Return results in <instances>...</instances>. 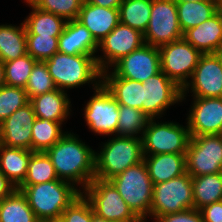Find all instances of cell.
<instances>
[{
	"label": "cell",
	"instance_id": "obj_43",
	"mask_svg": "<svg viewBox=\"0 0 222 222\" xmlns=\"http://www.w3.org/2000/svg\"><path fill=\"white\" fill-rule=\"evenodd\" d=\"M16 187L0 171V202L9 196Z\"/></svg>",
	"mask_w": 222,
	"mask_h": 222
},
{
	"label": "cell",
	"instance_id": "obj_22",
	"mask_svg": "<svg viewBox=\"0 0 222 222\" xmlns=\"http://www.w3.org/2000/svg\"><path fill=\"white\" fill-rule=\"evenodd\" d=\"M36 118L64 122L71 114L72 104L67 92L55 89L30 99Z\"/></svg>",
	"mask_w": 222,
	"mask_h": 222
},
{
	"label": "cell",
	"instance_id": "obj_6",
	"mask_svg": "<svg viewBox=\"0 0 222 222\" xmlns=\"http://www.w3.org/2000/svg\"><path fill=\"white\" fill-rule=\"evenodd\" d=\"M194 208L192 176L186 172L171 180L153 184L150 218Z\"/></svg>",
	"mask_w": 222,
	"mask_h": 222
},
{
	"label": "cell",
	"instance_id": "obj_41",
	"mask_svg": "<svg viewBox=\"0 0 222 222\" xmlns=\"http://www.w3.org/2000/svg\"><path fill=\"white\" fill-rule=\"evenodd\" d=\"M155 222H203L200 210L187 209L173 214L163 215Z\"/></svg>",
	"mask_w": 222,
	"mask_h": 222
},
{
	"label": "cell",
	"instance_id": "obj_30",
	"mask_svg": "<svg viewBox=\"0 0 222 222\" xmlns=\"http://www.w3.org/2000/svg\"><path fill=\"white\" fill-rule=\"evenodd\" d=\"M0 222H40L17 188L0 202Z\"/></svg>",
	"mask_w": 222,
	"mask_h": 222
},
{
	"label": "cell",
	"instance_id": "obj_38",
	"mask_svg": "<svg viewBox=\"0 0 222 222\" xmlns=\"http://www.w3.org/2000/svg\"><path fill=\"white\" fill-rule=\"evenodd\" d=\"M35 7L66 21L76 20L84 0H29Z\"/></svg>",
	"mask_w": 222,
	"mask_h": 222
},
{
	"label": "cell",
	"instance_id": "obj_37",
	"mask_svg": "<svg viewBox=\"0 0 222 222\" xmlns=\"http://www.w3.org/2000/svg\"><path fill=\"white\" fill-rule=\"evenodd\" d=\"M30 102L24 88L13 86L0 87V124L12 113Z\"/></svg>",
	"mask_w": 222,
	"mask_h": 222
},
{
	"label": "cell",
	"instance_id": "obj_7",
	"mask_svg": "<svg viewBox=\"0 0 222 222\" xmlns=\"http://www.w3.org/2000/svg\"><path fill=\"white\" fill-rule=\"evenodd\" d=\"M94 213L110 222L143 221L124 201L110 181L94 178L82 192Z\"/></svg>",
	"mask_w": 222,
	"mask_h": 222
},
{
	"label": "cell",
	"instance_id": "obj_14",
	"mask_svg": "<svg viewBox=\"0 0 222 222\" xmlns=\"http://www.w3.org/2000/svg\"><path fill=\"white\" fill-rule=\"evenodd\" d=\"M178 102H182V88L164 72L160 71L143 83L142 112L150 119L163 117L164 111Z\"/></svg>",
	"mask_w": 222,
	"mask_h": 222
},
{
	"label": "cell",
	"instance_id": "obj_34",
	"mask_svg": "<svg viewBox=\"0 0 222 222\" xmlns=\"http://www.w3.org/2000/svg\"><path fill=\"white\" fill-rule=\"evenodd\" d=\"M58 179L54 166L47 153L33 151L26 178L20 186L36 185Z\"/></svg>",
	"mask_w": 222,
	"mask_h": 222
},
{
	"label": "cell",
	"instance_id": "obj_45",
	"mask_svg": "<svg viewBox=\"0 0 222 222\" xmlns=\"http://www.w3.org/2000/svg\"><path fill=\"white\" fill-rule=\"evenodd\" d=\"M5 85L4 63L0 60V87Z\"/></svg>",
	"mask_w": 222,
	"mask_h": 222
},
{
	"label": "cell",
	"instance_id": "obj_18",
	"mask_svg": "<svg viewBox=\"0 0 222 222\" xmlns=\"http://www.w3.org/2000/svg\"><path fill=\"white\" fill-rule=\"evenodd\" d=\"M36 115L29 102L0 124V144L31 150L32 127Z\"/></svg>",
	"mask_w": 222,
	"mask_h": 222
},
{
	"label": "cell",
	"instance_id": "obj_11",
	"mask_svg": "<svg viewBox=\"0 0 222 222\" xmlns=\"http://www.w3.org/2000/svg\"><path fill=\"white\" fill-rule=\"evenodd\" d=\"M143 37L145 44L155 47L183 38L174 0H152L150 21Z\"/></svg>",
	"mask_w": 222,
	"mask_h": 222
},
{
	"label": "cell",
	"instance_id": "obj_17",
	"mask_svg": "<svg viewBox=\"0 0 222 222\" xmlns=\"http://www.w3.org/2000/svg\"><path fill=\"white\" fill-rule=\"evenodd\" d=\"M187 117L190 136L220 134L222 130V97L193 98Z\"/></svg>",
	"mask_w": 222,
	"mask_h": 222
},
{
	"label": "cell",
	"instance_id": "obj_15",
	"mask_svg": "<svg viewBox=\"0 0 222 222\" xmlns=\"http://www.w3.org/2000/svg\"><path fill=\"white\" fill-rule=\"evenodd\" d=\"M189 88L193 98L222 97V59L219 53L200 56L191 79L182 89V102Z\"/></svg>",
	"mask_w": 222,
	"mask_h": 222
},
{
	"label": "cell",
	"instance_id": "obj_26",
	"mask_svg": "<svg viewBox=\"0 0 222 222\" xmlns=\"http://www.w3.org/2000/svg\"><path fill=\"white\" fill-rule=\"evenodd\" d=\"M179 26L184 33L210 19L220 10L219 0L176 2Z\"/></svg>",
	"mask_w": 222,
	"mask_h": 222
},
{
	"label": "cell",
	"instance_id": "obj_44",
	"mask_svg": "<svg viewBox=\"0 0 222 222\" xmlns=\"http://www.w3.org/2000/svg\"><path fill=\"white\" fill-rule=\"evenodd\" d=\"M89 4H93L100 7L119 9L123 0H85Z\"/></svg>",
	"mask_w": 222,
	"mask_h": 222
},
{
	"label": "cell",
	"instance_id": "obj_33",
	"mask_svg": "<svg viewBox=\"0 0 222 222\" xmlns=\"http://www.w3.org/2000/svg\"><path fill=\"white\" fill-rule=\"evenodd\" d=\"M118 112L117 135L142 138L150 118L141 110L125 105H119Z\"/></svg>",
	"mask_w": 222,
	"mask_h": 222
},
{
	"label": "cell",
	"instance_id": "obj_23",
	"mask_svg": "<svg viewBox=\"0 0 222 222\" xmlns=\"http://www.w3.org/2000/svg\"><path fill=\"white\" fill-rule=\"evenodd\" d=\"M186 153L144 155L153 184L165 182L186 173Z\"/></svg>",
	"mask_w": 222,
	"mask_h": 222
},
{
	"label": "cell",
	"instance_id": "obj_28",
	"mask_svg": "<svg viewBox=\"0 0 222 222\" xmlns=\"http://www.w3.org/2000/svg\"><path fill=\"white\" fill-rule=\"evenodd\" d=\"M27 54L26 27L12 24L0 25V60L8 62Z\"/></svg>",
	"mask_w": 222,
	"mask_h": 222
},
{
	"label": "cell",
	"instance_id": "obj_46",
	"mask_svg": "<svg viewBox=\"0 0 222 222\" xmlns=\"http://www.w3.org/2000/svg\"><path fill=\"white\" fill-rule=\"evenodd\" d=\"M92 222H110L105 220L104 218L98 217L95 213L94 210L92 208Z\"/></svg>",
	"mask_w": 222,
	"mask_h": 222
},
{
	"label": "cell",
	"instance_id": "obj_13",
	"mask_svg": "<svg viewBox=\"0 0 222 222\" xmlns=\"http://www.w3.org/2000/svg\"><path fill=\"white\" fill-rule=\"evenodd\" d=\"M112 67L109 68L112 69L111 72L103 71L102 76H119L144 83L149 77L161 71L159 47L143 44Z\"/></svg>",
	"mask_w": 222,
	"mask_h": 222
},
{
	"label": "cell",
	"instance_id": "obj_36",
	"mask_svg": "<svg viewBox=\"0 0 222 222\" xmlns=\"http://www.w3.org/2000/svg\"><path fill=\"white\" fill-rule=\"evenodd\" d=\"M55 89L57 88L49 74L45 61H36L25 88L29 100Z\"/></svg>",
	"mask_w": 222,
	"mask_h": 222
},
{
	"label": "cell",
	"instance_id": "obj_3",
	"mask_svg": "<svg viewBox=\"0 0 222 222\" xmlns=\"http://www.w3.org/2000/svg\"><path fill=\"white\" fill-rule=\"evenodd\" d=\"M17 189L26 196L40 222L60 218L63 211L82 193L72 183L61 179L19 186Z\"/></svg>",
	"mask_w": 222,
	"mask_h": 222
},
{
	"label": "cell",
	"instance_id": "obj_1",
	"mask_svg": "<svg viewBox=\"0 0 222 222\" xmlns=\"http://www.w3.org/2000/svg\"><path fill=\"white\" fill-rule=\"evenodd\" d=\"M59 179L84 190L95 178V150L67 132L46 151ZM77 185V186H76Z\"/></svg>",
	"mask_w": 222,
	"mask_h": 222
},
{
	"label": "cell",
	"instance_id": "obj_27",
	"mask_svg": "<svg viewBox=\"0 0 222 222\" xmlns=\"http://www.w3.org/2000/svg\"><path fill=\"white\" fill-rule=\"evenodd\" d=\"M24 1L32 8V12L23 21L26 34L59 37L63 33L67 23L64 18L35 7L29 0Z\"/></svg>",
	"mask_w": 222,
	"mask_h": 222
},
{
	"label": "cell",
	"instance_id": "obj_24",
	"mask_svg": "<svg viewBox=\"0 0 222 222\" xmlns=\"http://www.w3.org/2000/svg\"><path fill=\"white\" fill-rule=\"evenodd\" d=\"M33 151L0 144V171L18 188L26 178Z\"/></svg>",
	"mask_w": 222,
	"mask_h": 222
},
{
	"label": "cell",
	"instance_id": "obj_50",
	"mask_svg": "<svg viewBox=\"0 0 222 222\" xmlns=\"http://www.w3.org/2000/svg\"><path fill=\"white\" fill-rule=\"evenodd\" d=\"M220 10L222 11V1L220 2Z\"/></svg>",
	"mask_w": 222,
	"mask_h": 222
},
{
	"label": "cell",
	"instance_id": "obj_20",
	"mask_svg": "<svg viewBox=\"0 0 222 222\" xmlns=\"http://www.w3.org/2000/svg\"><path fill=\"white\" fill-rule=\"evenodd\" d=\"M76 20L84 25L99 43L120 23L119 9L96 6L84 0Z\"/></svg>",
	"mask_w": 222,
	"mask_h": 222
},
{
	"label": "cell",
	"instance_id": "obj_40",
	"mask_svg": "<svg viewBox=\"0 0 222 222\" xmlns=\"http://www.w3.org/2000/svg\"><path fill=\"white\" fill-rule=\"evenodd\" d=\"M61 218L64 222H92V205L81 193L63 211Z\"/></svg>",
	"mask_w": 222,
	"mask_h": 222
},
{
	"label": "cell",
	"instance_id": "obj_39",
	"mask_svg": "<svg viewBox=\"0 0 222 222\" xmlns=\"http://www.w3.org/2000/svg\"><path fill=\"white\" fill-rule=\"evenodd\" d=\"M26 47L36 61H45L58 52V37L26 34Z\"/></svg>",
	"mask_w": 222,
	"mask_h": 222
},
{
	"label": "cell",
	"instance_id": "obj_12",
	"mask_svg": "<svg viewBox=\"0 0 222 222\" xmlns=\"http://www.w3.org/2000/svg\"><path fill=\"white\" fill-rule=\"evenodd\" d=\"M84 117L88 128L99 135H117L119 104L101 83L87 102Z\"/></svg>",
	"mask_w": 222,
	"mask_h": 222
},
{
	"label": "cell",
	"instance_id": "obj_21",
	"mask_svg": "<svg viewBox=\"0 0 222 222\" xmlns=\"http://www.w3.org/2000/svg\"><path fill=\"white\" fill-rule=\"evenodd\" d=\"M98 43L91 32L77 20L67 21L63 33L58 37V52L68 55H93Z\"/></svg>",
	"mask_w": 222,
	"mask_h": 222
},
{
	"label": "cell",
	"instance_id": "obj_9",
	"mask_svg": "<svg viewBox=\"0 0 222 222\" xmlns=\"http://www.w3.org/2000/svg\"><path fill=\"white\" fill-rule=\"evenodd\" d=\"M185 156L186 172L192 177L222 172L221 136H191Z\"/></svg>",
	"mask_w": 222,
	"mask_h": 222
},
{
	"label": "cell",
	"instance_id": "obj_4",
	"mask_svg": "<svg viewBox=\"0 0 222 222\" xmlns=\"http://www.w3.org/2000/svg\"><path fill=\"white\" fill-rule=\"evenodd\" d=\"M95 152V178L109 181L127 168L144 161L142 138L118 136Z\"/></svg>",
	"mask_w": 222,
	"mask_h": 222
},
{
	"label": "cell",
	"instance_id": "obj_8",
	"mask_svg": "<svg viewBox=\"0 0 222 222\" xmlns=\"http://www.w3.org/2000/svg\"><path fill=\"white\" fill-rule=\"evenodd\" d=\"M188 126L149 119L142 136L144 155L186 153L190 141Z\"/></svg>",
	"mask_w": 222,
	"mask_h": 222
},
{
	"label": "cell",
	"instance_id": "obj_42",
	"mask_svg": "<svg viewBox=\"0 0 222 222\" xmlns=\"http://www.w3.org/2000/svg\"><path fill=\"white\" fill-rule=\"evenodd\" d=\"M200 212L203 222H222V201L207 205Z\"/></svg>",
	"mask_w": 222,
	"mask_h": 222
},
{
	"label": "cell",
	"instance_id": "obj_16",
	"mask_svg": "<svg viewBox=\"0 0 222 222\" xmlns=\"http://www.w3.org/2000/svg\"><path fill=\"white\" fill-rule=\"evenodd\" d=\"M144 43L143 34L136 29L119 23L106 37L98 43L103 56H96V62L101 72L127 56L134 50L140 48Z\"/></svg>",
	"mask_w": 222,
	"mask_h": 222
},
{
	"label": "cell",
	"instance_id": "obj_47",
	"mask_svg": "<svg viewBox=\"0 0 222 222\" xmlns=\"http://www.w3.org/2000/svg\"><path fill=\"white\" fill-rule=\"evenodd\" d=\"M43 222H64V220L60 217V218L45 220Z\"/></svg>",
	"mask_w": 222,
	"mask_h": 222
},
{
	"label": "cell",
	"instance_id": "obj_35",
	"mask_svg": "<svg viewBox=\"0 0 222 222\" xmlns=\"http://www.w3.org/2000/svg\"><path fill=\"white\" fill-rule=\"evenodd\" d=\"M3 63L5 85L25 89L36 60L27 53L17 59Z\"/></svg>",
	"mask_w": 222,
	"mask_h": 222
},
{
	"label": "cell",
	"instance_id": "obj_49",
	"mask_svg": "<svg viewBox=\"0 0 222 222\" xmlns=\"http://www.w3.org/2000/svg\"><path fill=\"white\" fill-rule=\"evenodd\" d=\"M125 222H144V221H125Z\"/></svg>",
	"mask_w": 222,
	"mask_h": 222
},
{
	"label": "cell",
	"instance_id": "obj_32",
	"mask_svg": "<svg viewBox=\"0 0 222 222\" xmlns=\"http://www.w3.org/2000/svg\"><path fill=\"white\" fill-rule=\"evenodd\" d=\"M62 124L63 122L36 118L32 127L31 151L46 152L57 143L67 133L62 130Z\"/></svg>",
	"mask_w": 222,
	"mask_h": 222
},
{
	"label": "cell",
	"instance_id": "obj_2",
	"mask_svg": "<svg viewBox=\"0 0 222 222\" xmlns=\"http://www.w3.org/2000/svg\"><path fill=\"white\" fill-rule=\"evenodd\" d=\"M45 63L57 89L65 91L82 87L86 83H92V88L96 89L102 83V72L96 56L57 52Z\"/></svg>",
	"mask_w": 222,
	"mask_h": 222
},
{
	"label": "cell",
	"instance_id": "obj_5",
	"mask_svg": "<svg viewBox=\"0 0 222 222\" xmlns=\"http://www.w3.org/2000/svg\"><path fill=\"white\" fill-rule=\"evenodd\" d=\"M132 211L144 222L150 216L153 182L144 161L139 162L109 180Z\"/></svg>",
	"mask_w": 222,
	"mask_h": 222
},
{
	"label": "cell",
	"instance_id": "obj_31",
	"mask_svg": "<svg viewBox=\"0 0 222 222\" xmlns=\"http://www.w3.org/2000/svg\"><path fill=\"white\" fill-rule=\"evenodd\" d=\"M152 9V0H123L119 6L120 23L145 33Z\"/></svg>",
	"mask_w": 222,
	"mask_h": 222
},
{
	"label": "cell",
	"instance_id": "obj_48",
	"mask_svg": "<svg viewBox=\"0 0 222 222\" xmlns=\"http://www.w3.org/2000/svg\"><path fill=\"white\" fill-rule=\"evenodd\" d=\"M175 2H199V1H202V0H174Z\"/></svg>",
	"mask_w": 222,
	"mask_h": 222
},
{
	"label": "cell",
	"instance_id": "obj_25",
	"mask_svg": "<svg viewBox=\"0 0 222 222\" xmlns=\"http://www.w3.org/2000/svg\"><path fill=\"white\" fill-rule=\"evenodd\" d=\"M102 84L112 94L119 105L142 111L143 83L119 76H102Z\"/></svg>",
	"mask_w": 222,
	"mask_h": 222
},
{
	"label": "cell",
	"instance_id": "obj_29",
	"mask_svg": "<svg viewBox=\"0 0 222 222\" xmlns=\"http://www.w3.org/2000/svg\"><path fill=\"white\" fill-rule=\"evenodd\" d=\"M194 208L222 201V172L192 177Z\"/></svg>",
	"mask_w": 222,
	"mask_h": 222
},
{
	"label": "cell",
	"instance_id": "obj_10",
	"mask_svg": "<svg viewBox=\"0 0 222 222\" xmlns=\"http://www.w3.org/2000/svg\"><path fill=\"white\" fill-rule=\"evenodd\" d=\"M161 71L180 88L192 77L202 55L184 38L159 47Z\"/></svg>",
	"mask_w": 222,
	"mask_h": 222
},
{
	"label": "cell",
	"instance_id": "obj_19",
	"mask_svg": "<svg viewBox=\"0 0 222 222\" xmlns=\"http://www.w3.org/2000/svg\"><path fill=\"white\" fill-rule=\"evenodd\" d=\"M183 38L201 54H215L222 51V11L198 26L189 28Z\"/></svg>",
	"mask_w": 222,
	"mask_h": 222
}]
</instances>
